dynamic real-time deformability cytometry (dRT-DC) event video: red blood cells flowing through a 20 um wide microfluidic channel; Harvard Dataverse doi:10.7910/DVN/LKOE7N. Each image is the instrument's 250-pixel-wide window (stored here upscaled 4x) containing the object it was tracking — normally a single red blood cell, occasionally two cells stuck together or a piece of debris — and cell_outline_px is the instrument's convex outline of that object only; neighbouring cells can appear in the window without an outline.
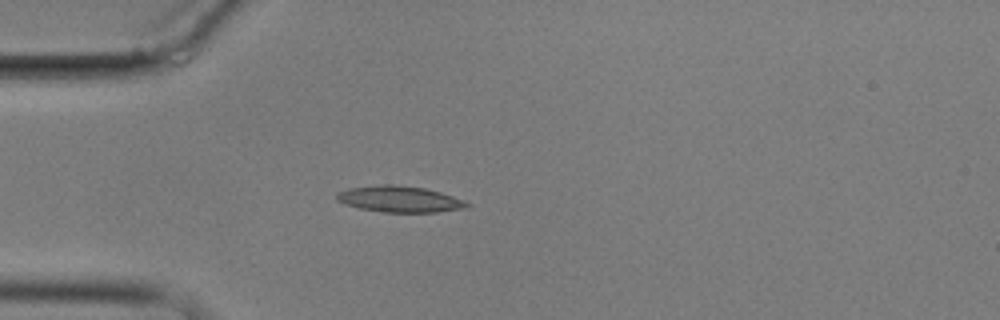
{"species": "common noctule bat (a hibernating species)", "species_latin": "Nyctalus noctula", "temperature_condition": "cold", "stored_images_in_passage": 3, "camera_frame_rate_fps": 3000, "um_per_image_px": 0.085, "animal": {"sex": "male", "body_mass_g": 17.9}, "frame": {"image": 1, "passage_image": 3, "time_ms": 3.333, "image_size_px": [1000, 320], "cell_outline_px": [[472, 204], [468, 208], [436, 212], [384, 212], [360, 208], [344, 204], [336, 200], [336, 192], [348, 188], [380, 184], [392, 184], [424, 188], [440, 192], [464, 200]], "centroid_in_image_um": [33.96, 16.92], "position_along_channel_um": 51.0, "area_um2": 20.0}}